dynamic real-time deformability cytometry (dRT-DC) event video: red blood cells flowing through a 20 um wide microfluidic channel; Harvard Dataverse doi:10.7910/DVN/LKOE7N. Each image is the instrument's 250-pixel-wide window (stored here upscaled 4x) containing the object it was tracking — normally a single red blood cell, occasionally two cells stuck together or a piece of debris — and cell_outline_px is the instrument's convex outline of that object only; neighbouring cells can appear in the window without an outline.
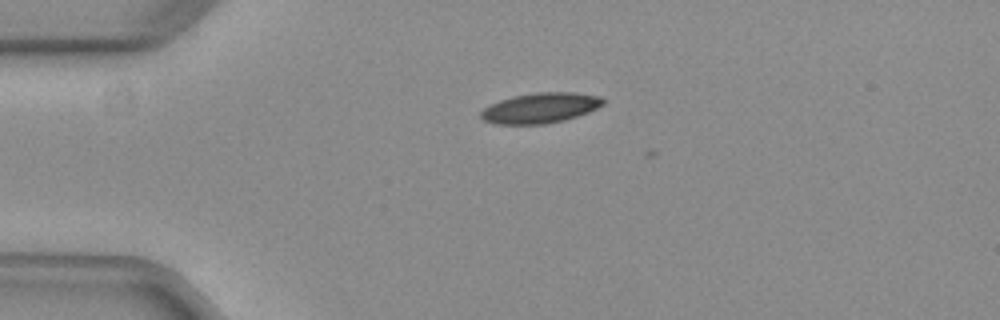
{"species": "common noctule bat (a hibernating species)", "species_latin": "Nyctalus noctula", "temperature_condition": "warm", "stored_images_in_passage": 7, "camera_frame_rate_fps": 3000, "um_per_image_px": 0.085, "animal": {"sex": "female", "body_mass_g": 29.2, "forearm_length_mm": 56.3}, "frame": {"image": 1, "passage_image": 2, "time_ms": 0.333, "image_size_px": [1000, 320], "cell_outline_px": [[604, 104], [588, 112], [564, 120], [544, 124], [496, 124], [484, 120], [480, 116], [480, 112], [488, 104], [512, 96], [536, 92], [576, 92], [600, 96], [604, 100]], "centroid_in_image_um": [45.91, 9.16], "position_along_channel_um": 39.1, "area_um2": 21.62}}